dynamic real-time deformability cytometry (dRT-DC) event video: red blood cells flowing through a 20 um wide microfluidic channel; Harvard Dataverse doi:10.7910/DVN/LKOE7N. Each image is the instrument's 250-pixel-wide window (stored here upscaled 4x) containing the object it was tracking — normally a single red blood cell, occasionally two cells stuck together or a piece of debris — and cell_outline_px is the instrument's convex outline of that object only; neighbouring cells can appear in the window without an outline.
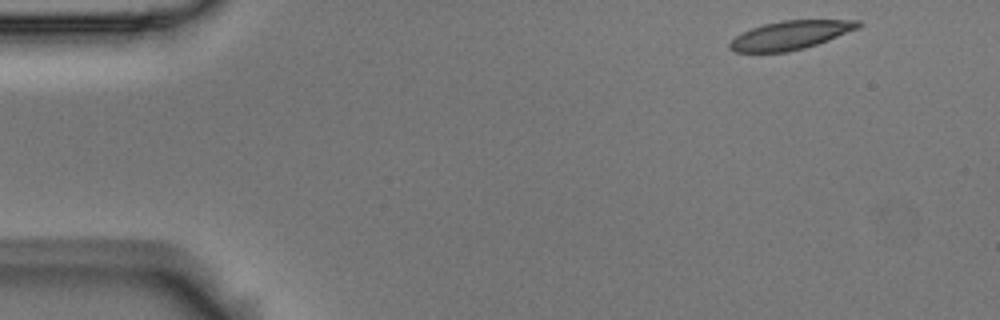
{"species": "Egyptian fruit bat (a non-hibernating species)", "species_latin": "Rousettus aegyptiacus", "temperature_condition": "room temperature", "stored_images_in_passage": 3, "camera_frame_rate_fps": 3000, "um_per_image_px": 0.085, "animal": {"sex": "male"}, "frame": {"image": 1, "passage_image": 1, "time_ms": 0.0, "image_size_px": [1000, 320], "cell_outline_px": [[864, 24], [860, 28], [828, 40], [804, 48], [788, 52], [736, 52], [728, 48], [728, 44], [736, 36], [752, 28], [764, 24], [784, 20], [860, 20]], "centroid_in_image_um": [67.23, 2.98], "position_along_channel_um": 17.8, "area_um2": 21.39}}
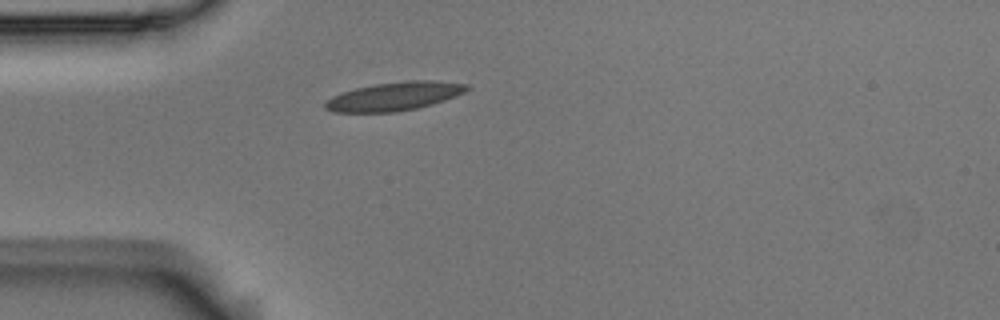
{"frame": {"image": 2, "passage_image": 3, "time_ms": 0.667, "image_size_px": [1000, 320], "cell_outline_px": [[472, 88], [464, 92], [444, 100], [432, 104], [416, 108], [396, 112], [332, 112], [324, 108], [324, 104], [332, 96], [340, 92], [356, 88], [376, 84], [408, 80], [432, 80], [468, 84]], "centroid_in_image_um": [33.51, 8.18], "position_along_channel_um": 51.5, "area_um2": 23.52}}